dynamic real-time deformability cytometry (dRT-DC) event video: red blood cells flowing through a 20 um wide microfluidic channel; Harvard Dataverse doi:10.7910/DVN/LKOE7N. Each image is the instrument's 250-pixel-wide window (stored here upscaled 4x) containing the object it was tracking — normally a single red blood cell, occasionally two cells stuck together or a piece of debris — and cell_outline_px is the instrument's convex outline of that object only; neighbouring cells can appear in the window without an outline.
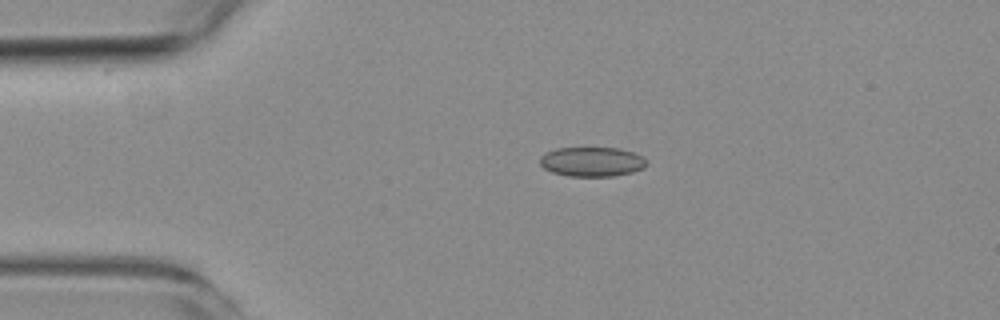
{"species": "common noctule bat (a hibernating species)", "species_latin": "Nyctalus noctula", "temperature_condition": "room temperature", "stored_images_in_passage": 5, "camera_frame_rate_fps": 3000, "um_per_image_px": 0.085, "animal": {"sex": "female", "body_mass_g": 19.3, "forearm_length_mm": 54.1}, "frame": {"image": 1, "passage_image": 4, "time_ms": 3.667, "image_size_px": [1000, 320], "cell_outline_px": [[648, 164], [644, 168], [632, 172], [612, 176], [568, 176], [552, 172], [544, 168], [540, 164], [540, 156], [544, 152], [556, 148], [620, 148], [644, 156]], "centroid_in_image_um": [50.32, 13.74], "position_along_channel_um": 34.7, "area_um2": 18.5}}